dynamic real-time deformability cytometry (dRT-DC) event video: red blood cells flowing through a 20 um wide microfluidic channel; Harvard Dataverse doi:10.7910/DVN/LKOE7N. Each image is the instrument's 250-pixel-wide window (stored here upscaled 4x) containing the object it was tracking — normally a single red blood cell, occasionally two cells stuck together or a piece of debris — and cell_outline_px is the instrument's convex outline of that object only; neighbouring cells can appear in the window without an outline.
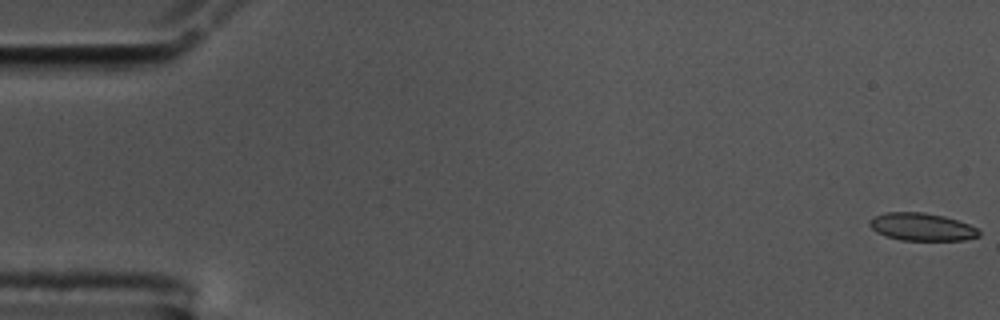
{"species": "common noctule bat (a hibernating species)", "species_latin": "Nyctalus noctula", "temperature_condition": "cold", "stored_images_in_passage": 57, "camera_frame_rate_fps": 3000, "um_per_image_px": 0.085, "animal": {"sex": "male", "body_mass_g": 17.5, "forearm_length_mm": 52.3}, "frame": {"image": 1, "passage_image": 1, "time_ms": 0.0, "image_size_px": [1000, 320], "cell_outline_px": [[980, 236], [964, 240], [900, 240], [876, 232], [868, 224], [868, 220], [872, 216], [884, 212], [924, 212], [944, 216], [968, 224], [976, 228], [980, 232]], "centroid_in_image_um": [78.31, 19.27], "position_along_channel_um": 6.7, "area_um2": 17.69}}
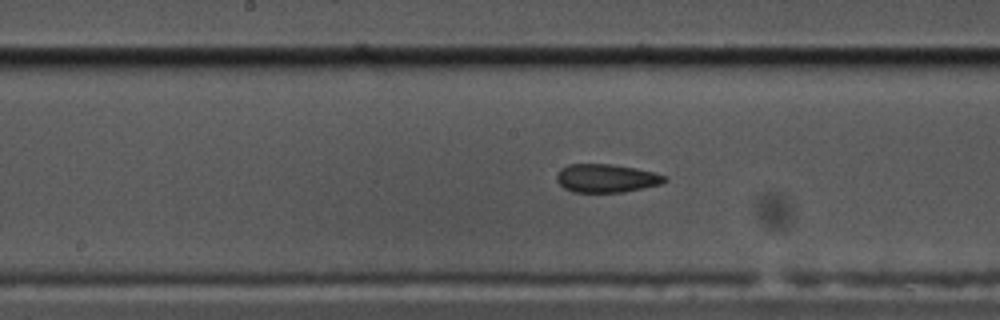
{"frame": {"image": 2, "passage_image": 29, "time_ms": 9.333, "image_size_px": [1000, 320], "cell_outline_px": [[668, 180], [660, 184], [624, 192], [572, 192], [564, 188], [556, 180], [556, 172], [560, 168], [568, 164], [612, 164], [636, 168], [652, 172], [664, 176]], "centroid_in_image_um": [51.48, 15.14], "position_along_channel_um": 196.7, "area_um2": 17.86}}
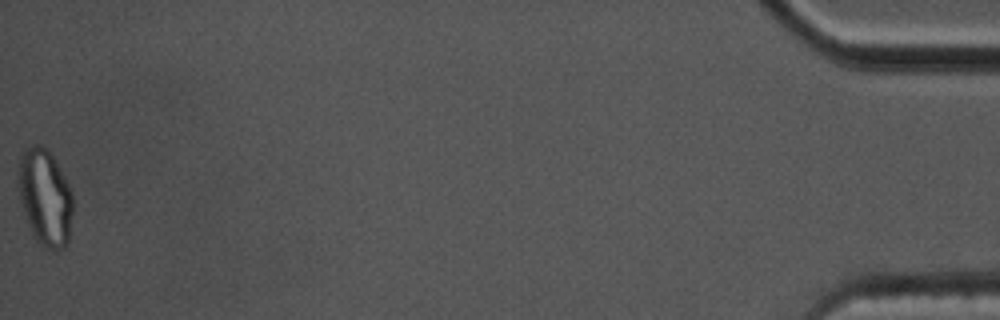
{"frame": {"image": 3, "passage_image": 57, "time_ms": 18.667, "image_size_px": [1000, 320], "cell_outline_px": [[72, 212], [68, 240], [64, 248], [48, 248], [36, 240], [32, 236], [16, 188], [16, 172], [20, 156], [24, 148], [32, 144], [40, 144], [52, 156], [64, 176], [72, 192]], "centroid_in_image_um": [3.77, 16.73], "position_along_channel_um": 431.4, "area_um2": 30.87}, "authors_computed_cell_mechanics": {"area_um2": 18.4382, "velocity_mm_per_s": 3.5778, "shape_relaxation_time_tau1_ms": null, "shape_relaxation_time_tau2_ms": 2.5703, "deformation_change_tau1": null, "deformation_change_tau2": 0.0865}}